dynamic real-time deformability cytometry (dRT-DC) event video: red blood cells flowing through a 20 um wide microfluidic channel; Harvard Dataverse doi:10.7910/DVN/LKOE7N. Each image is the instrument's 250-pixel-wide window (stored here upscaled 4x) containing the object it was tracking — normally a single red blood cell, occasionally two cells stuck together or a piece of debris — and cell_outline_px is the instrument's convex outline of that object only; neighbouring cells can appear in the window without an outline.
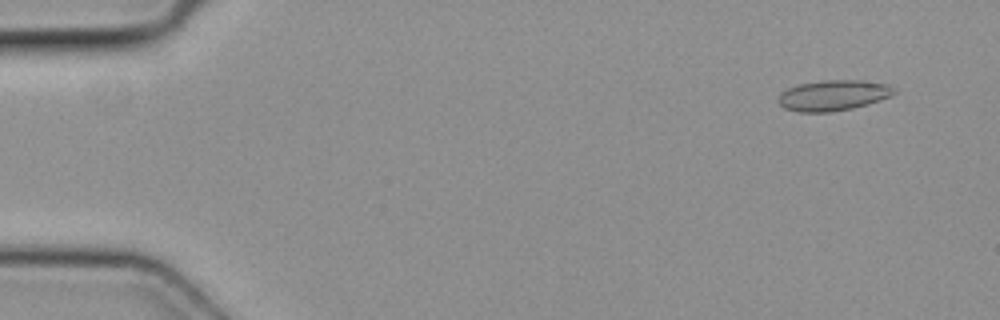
{"species": "common noctule bat (a hibernating species)", "species_latin": "Nyctalus noctula", "temperature_condition": "cold", "stored_images_in_passage": 8, "camera_frame_rate_fps": 3000, "um_per_image_px": 0.085, "animal": {"sex": "female", "body_mass_g": 19.3, "forearm_length_mm": 54.1}, "frame": {"image": 1, "passage_image": 1, "time_ms": 0.0, "image_size_px": [1000, 320], "cell_outline_px": [[896, 92], [888, 96], [868, 104], [852, 108], [832, 112], [800, 112], [784, 108], [776, 100], [780, 92], [788, 88], [800, 84], [824, 80], [864, 80], [888, 84], [896, 88]], "centroid_in_image_um": [70.81, 8.1], "position_along_channel_um": 14.2, "area_um2": 20.69}}